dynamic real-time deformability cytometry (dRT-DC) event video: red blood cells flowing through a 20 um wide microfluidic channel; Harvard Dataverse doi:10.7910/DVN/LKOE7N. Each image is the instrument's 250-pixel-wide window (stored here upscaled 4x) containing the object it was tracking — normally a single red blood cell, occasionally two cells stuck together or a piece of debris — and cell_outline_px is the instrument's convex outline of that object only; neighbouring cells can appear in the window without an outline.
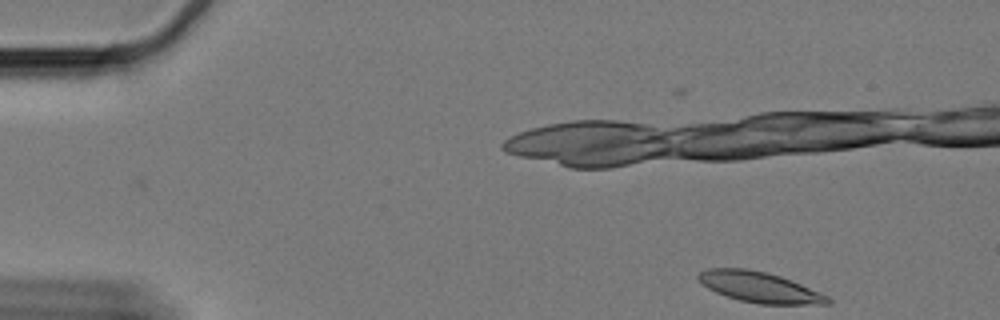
{"species": "Egyptian fruit bat (a non-hibernating species)", "species_latin": "Rousettus aegyptiacus", "temperature_condition": "cold", "stored_images_in_passage": 16, "camera_frame_rate_fps": 3000, "um_per_image_px": 0.085, "animal": {"sex": "female"}, "frame": {"image": 1, "passage_image": 1, "time_ms": 0.0, "image_size_px": [1000, 320], "cell_outline_px": [[832, 304], [760, 304], [740, 300], [716, 292], [700, 284], [696, 280], [696, 276], [700, 272], [708, 268], [748, 268], [780, 276], [792, 280], [828, 296], [832, 300]], "centroid_in_image_um": [64.53, 24.4], "position_along_channel_um": 20.5, "area_um2": 23.06}}